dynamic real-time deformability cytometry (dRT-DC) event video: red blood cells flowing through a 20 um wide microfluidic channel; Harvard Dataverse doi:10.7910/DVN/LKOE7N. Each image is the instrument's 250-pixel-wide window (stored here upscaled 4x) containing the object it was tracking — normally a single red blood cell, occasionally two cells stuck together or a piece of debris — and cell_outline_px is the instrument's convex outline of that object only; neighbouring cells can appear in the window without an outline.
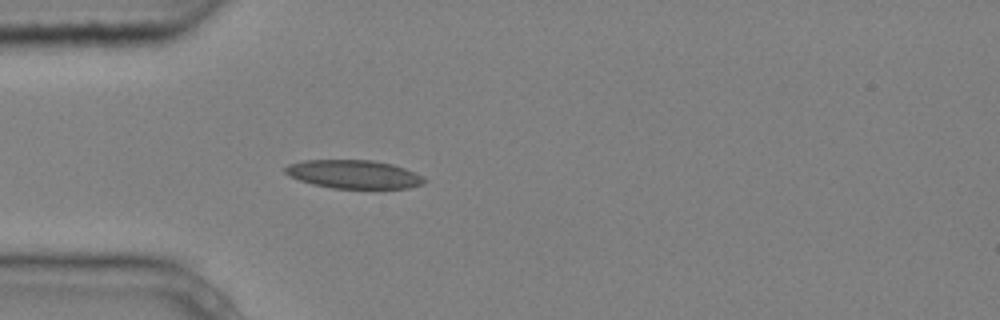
{"species": "common noctule bat (a hibernating species)", "species_latin": "Nyctalus noctula", "temperature_condition": "cold", "stored_images_in_passage": 4, "camera_frame_rate_fps": 3000, "um_per_image_px": 0.085, "animal": {"sex": "male", "body_mass_g": 20.4}, "frame": {"image": 1, "passage_image": 4, "time_ms": 1.0, "image_size_px": [1000, 320], "cell_outline_px": [[424, 184], [408, 188], [332, 188], [312, 184], [288, 176], [284, 172], [284, 168], [288, 164], [304, 160], [372, 160], [392, 164], [404, 168], [420, 176], [424, 180]], "centroid_in_image_um": [30.0, 14.81], "position_along_channel_um": 55.0, "area_um2": 22.89}}